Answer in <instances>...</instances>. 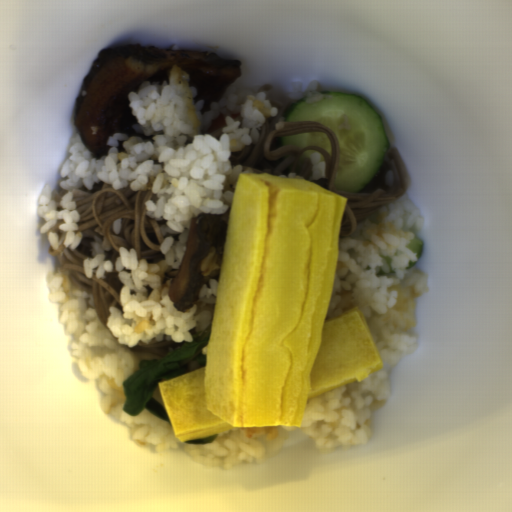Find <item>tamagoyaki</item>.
Here are the masks:
<instances>
[{"label":"tamagoyaki","mask_w":512,"mask_h":512,"mask_svg":"<svg viewBox=\"0 0 512 512\" xmlns=\"http://www.w3.org/2000/svg\"><path fill=\"white\" fill-rule=\"evenodd\" d=\"M347 199L308 179L239 172L204 367L157 382L181 443L302 428L309 399L385 367L360 307L326 320Z\"/></svg>","instance_id":"obj_1"}]
</instances>
